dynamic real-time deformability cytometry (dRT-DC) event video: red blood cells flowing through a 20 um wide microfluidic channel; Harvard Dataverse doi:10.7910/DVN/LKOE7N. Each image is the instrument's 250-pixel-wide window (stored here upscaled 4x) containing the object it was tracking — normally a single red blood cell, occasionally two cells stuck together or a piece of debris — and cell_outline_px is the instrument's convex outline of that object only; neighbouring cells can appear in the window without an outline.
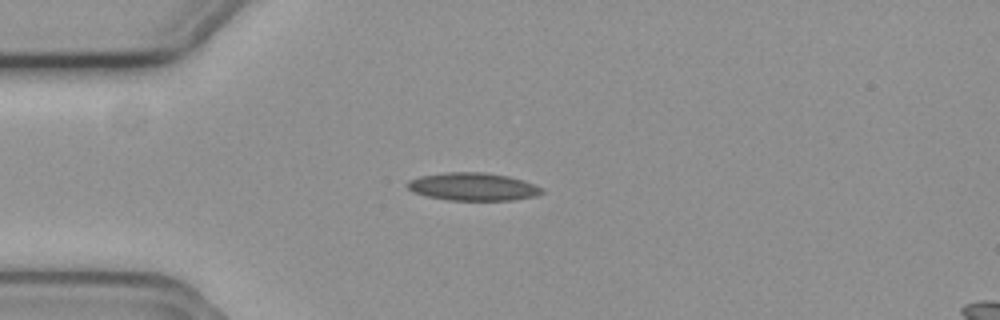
{"species": "common noctule bat (a hibernating species)", "species_latin": "Nyctalus noctula", "temperature_condition": "cold", "stored_images_in_passage": 9, "camera_frame_rate_fps": 3000, "um_per_image_px": 0.085, "animal": {"sex": "female", "body_mass_g": 19.3, "forearm_length_mm": 54.1}, "frame": {"image": 1, "passage_image": 1, "time_ms": 0.0, "image_size_px": [1000, 320], "cell_outline_px": [[544, 192], [536, 196], [516, 200], [448, 200], [428, 196], [412, 192], [404, 184], [408, 180], [420, 176], [448, 172], [484, 172], [508, 176], [544, 188]], "centroid_in_image_um": [40.18, 15.87], "position_along_channel_um": 44.8, "area_um2": 21.85}}